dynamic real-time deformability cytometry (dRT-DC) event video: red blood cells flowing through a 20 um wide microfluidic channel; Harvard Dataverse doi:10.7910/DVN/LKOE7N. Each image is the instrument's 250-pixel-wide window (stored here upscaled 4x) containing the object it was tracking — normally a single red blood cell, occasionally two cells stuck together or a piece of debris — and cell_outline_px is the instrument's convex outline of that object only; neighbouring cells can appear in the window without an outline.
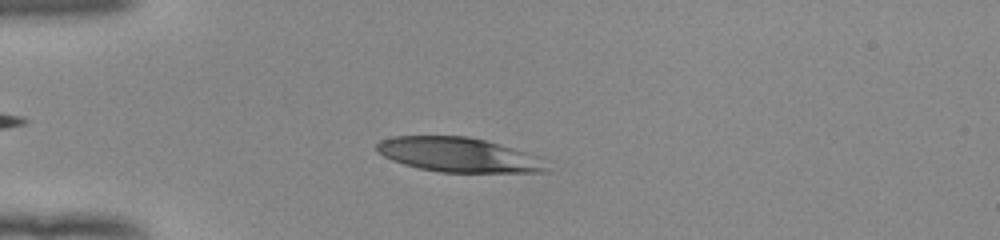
{"species": "human", "species_latin": "Homo sapiens", "temperature_condition": "room temperature", "stored_images_in_passage": 50, "camera_frame_rate_fps": 3000, "um_per_image_px": 0.085, "donor": {"sex": "female"}, "frame": {"image": 1, "passage_image": 12, "time_ms": 3.667, "image_size_px": [1000, 240], "cell_outline_px": [[552, 172], [440, 172], [420, 168], [404, 164], [392, 160], [384, 156], [376, 148], [376, 144], [380, 140], [396, 136], [468, 136], [484, 140], [512, 148], [536, 156]], "centroid_in_image_um": [38.95, 13.16], "position_along_channel_um": 46.1, "area_um2": 33.7}}
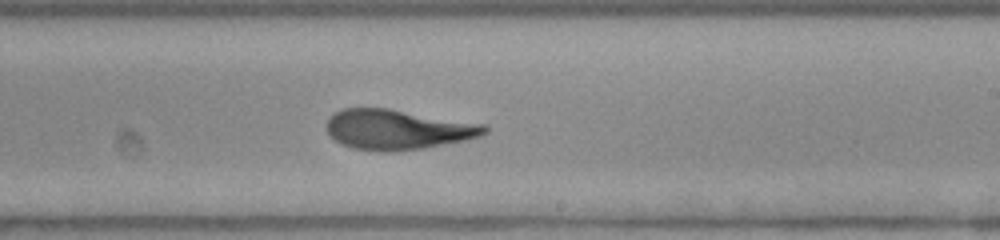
{"frame": {"image": 2, "passage_image": 30, "time_ms": 9.667, "image_size_px": [1000, 240], "cell_outline_px": [[488, 132], [480, 136], [468, 140], [424, 148], [392, 152], [376, 152], [352, 148], [340, 144], [328, 132], [328, 120], [340, 108], [388, 108], [484, 124], [488, 128]], "centroid_in_image_um": [33.82, 11.02], "position_along_channel_um": 255.2, "area_um2": 36.93}}
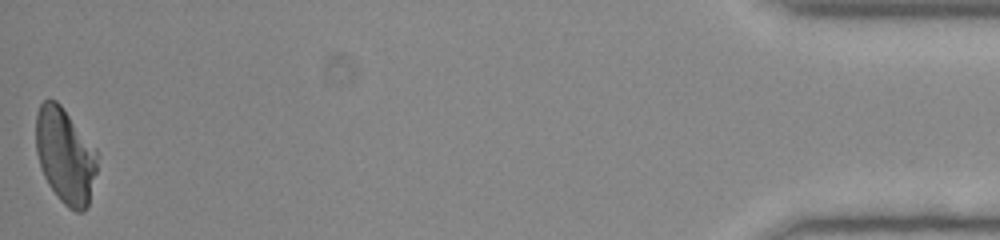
{"frame": {"image": 3, "passage_image": 50, "time_ms": 16.333, "image_size_px": [1000, 240], "cell_outline_px": [[96, 172], [88, 208], [84, 212], [76, 212], [68, 208], [60, 200], [48, 184], [40, 168], [36, 152], [36, 112], [40, 104], [44, 100], [56, 100], [60, 104], [96, 148]], "centroid_in_image_um": [5.53, 13.26], "position_along_channel_um": 429.7, "area_um2": 34.22}, "authors_computed_cell_mechanics": {"area_um2": 36.2695, "velocity_mm_per_s": 3.9131, "shape_relaxation_time_tau1_ms": 7.1091, "shape_relaxation_time_tau2_ms": 1.12, "deformation_change_tau1": 0.2545, "deformation_change_tau2": 0.0768}}